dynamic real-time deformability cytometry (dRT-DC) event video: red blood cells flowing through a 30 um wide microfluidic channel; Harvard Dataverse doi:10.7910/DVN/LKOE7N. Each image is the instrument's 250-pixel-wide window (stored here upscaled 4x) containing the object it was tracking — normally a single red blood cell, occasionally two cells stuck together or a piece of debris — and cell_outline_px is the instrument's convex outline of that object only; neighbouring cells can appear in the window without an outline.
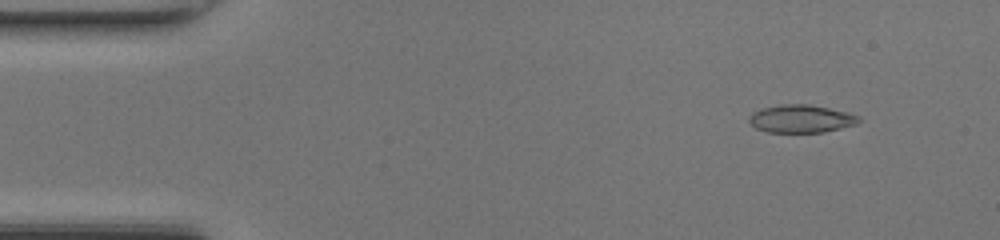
{"species": "common noctule bat (a hibernating species)", "species_latin": "Nyctalus noctula", "temperature_condition": "room temperature", "stored_images_in_passage": 48, "camera_frame_rate_fps": 3000, "um_per_image_px": 0.085, "animal": {"sex": "female", "body_mass_g": 17.0, "forearm_length_mm": 48.0}, "frame": {"image": 1, "passage_image": 5, "time_ms": 1.333, "image_size_px": [1000, 240], "cell_outline_px": [[860, 120], [856, 124], [824, 132], [768, 132], [756, 128], [748, 120], [748, 116], [752, 112], [760, 108], [780, 104], [808, 104], [848, 112], [860, 116]], "centroid_in_image_um": [68.06, 10.08], "position_along_channel_um": 16.9, "area_um2": 17.86}}
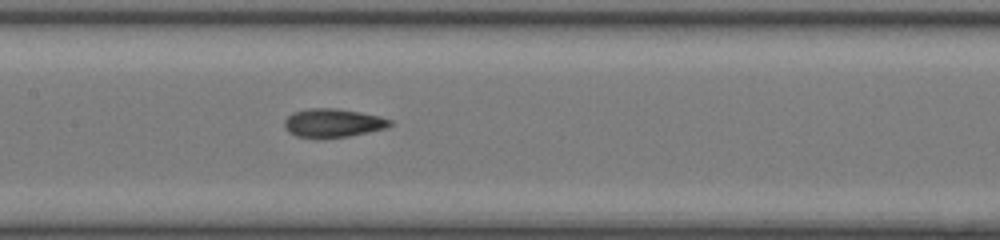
{"frame": {"image": 2, "passage_image": 23, "time_ms": 7.333, "image_size_px": [1000, 240], "cell_outline_px": [[392, 124], [384, 128], [368, 132], [348, 136], [296, 136], [288, 132], [284, 128], [284, 120], [292, 112], [312, 108], [336, 108], [360, 112], [380, 116], [392, 120]], "centroid_in_image_um": [28.29, 10.42], "position_along_channel_um": 179.1, "area_um2": 17.17}}
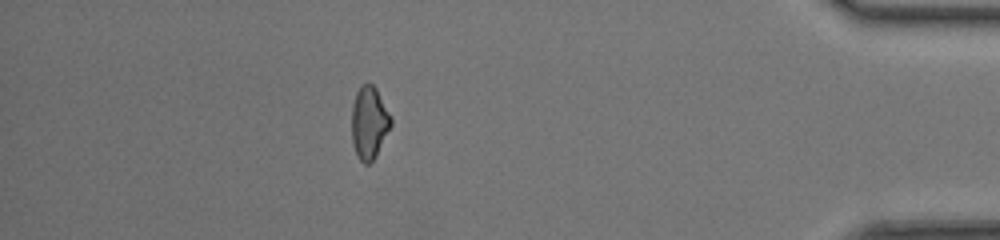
{"frame": {"image": 3, "passage_image": 42, "time_ms": 13.667, "image_size_px": [1000, 240], "cell_outline_px": [[392, 124], [376, 156], [368, 164], [364, 164], [356, 156], [352, 144], [352, 104], [356, 92], [360, 84], [372, 84], [376, 88], [392, 116]], "centroid_in_image_um": [31.38, 10.43], "position_along_channel_um": 403.8, "area_um2": 16.82}, "authors_computed_cell_mechanics": {"area_um2": 17.1955, "velocity_mm_per_s": 4.3652, "shape_relaxation_time_tau1_ms": null, "shape_relaxation_time_tau2_ms": 3.1617, "deformation_change_tau1": null, "deformation_change_tau2": 0.0895}}